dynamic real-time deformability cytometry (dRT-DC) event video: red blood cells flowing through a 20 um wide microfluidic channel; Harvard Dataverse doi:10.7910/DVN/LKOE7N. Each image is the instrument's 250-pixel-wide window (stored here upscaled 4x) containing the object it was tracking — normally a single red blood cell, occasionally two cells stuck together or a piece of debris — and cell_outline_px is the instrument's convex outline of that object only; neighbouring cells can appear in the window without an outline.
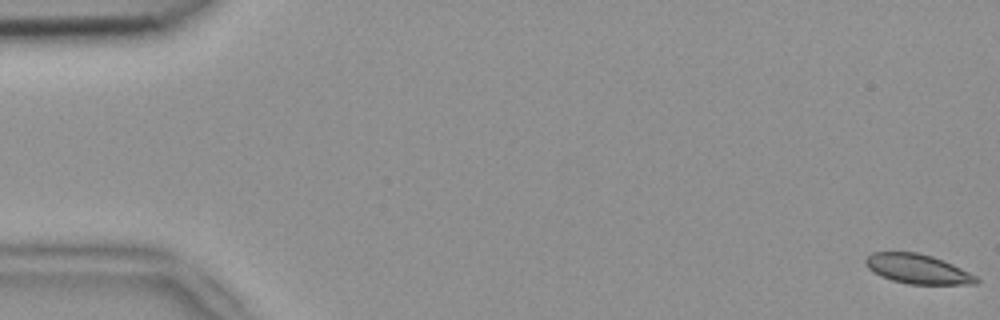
{"species": "common noctule bat (a hibernating species)", "species_latin": "Nyctalus noctula", "temperature_condition": "room temperature", "stored_images_in_passage": 54, "camera_frame_rate_fps": 3000, "um_per_image_px": 0.085, "animal": {"sex": "female", "body_mass_g": 18.4}, "frame": {"image": 1, "passage_image": 1, "time_ms": 0.0, "image_size_px": [1000, 320], "cell_outline_px": [[980, 284], [908, 284], [892, 280], [880, 276], [872, 272], [864, 264], [864, 260], [872, 252], [916, 252], [932, 256], [944, 260], [976, 276], [980, 280]], "centroid_in_image_um": [77.98, 22.86], "position_along_channel_um": 7.0, "area_um2": 19.13}}
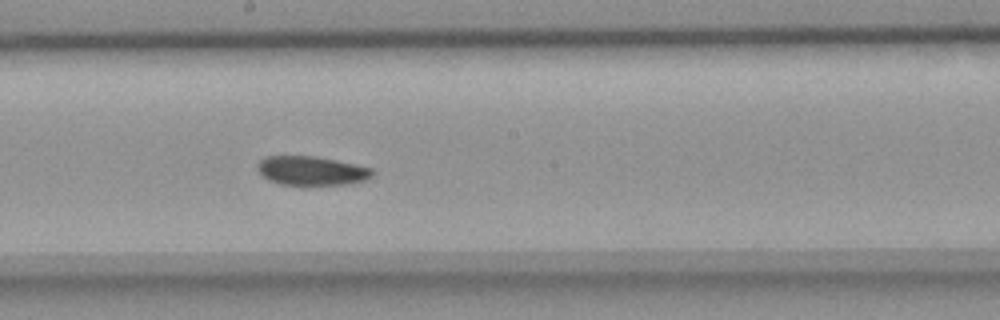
{"frame": {"image": 2, "passage_image": 30, "time_ms": 9.667, "image_size_px": [1000, 320], "cell_outline_px": [[376, 172], [368, 180], [352, 184], [280, 184], [268, 180], [256, 168], [256, 164], [264, 156], [316, 156], [356, 164], [372, 168]], "centroid_in_image_um": [26.52, 14.5], "position_along_channel_um": 221.7, "area_um2": 19.59}}
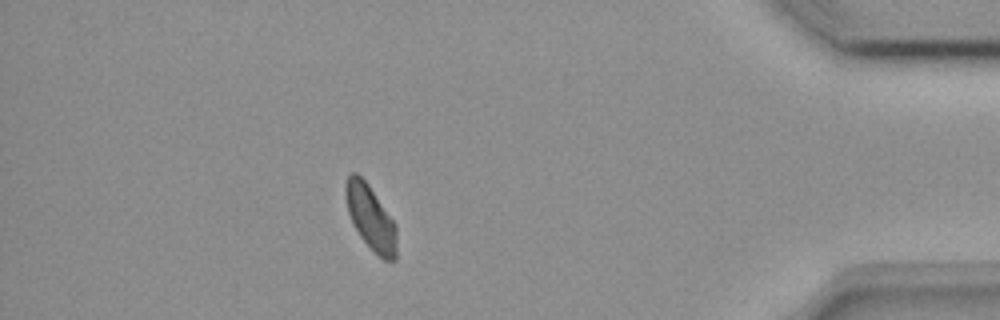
{"frame": {"image": 3, "passage_image": 48, "time_ms": 15.667, "image_size_px": [1000, 320], "cell_outline_px": [[396, 260], [384, 260], [360, 236], [352, 224], [348, 212], [344, 192], [344, 184], [348, 176], [352, 172], [356, 172], [368, 184], [396, 224]], "centroid_in_image_um": [31.48, 18.46], "position_along_channel_um": 403.7, "area_um2": 19.07}}